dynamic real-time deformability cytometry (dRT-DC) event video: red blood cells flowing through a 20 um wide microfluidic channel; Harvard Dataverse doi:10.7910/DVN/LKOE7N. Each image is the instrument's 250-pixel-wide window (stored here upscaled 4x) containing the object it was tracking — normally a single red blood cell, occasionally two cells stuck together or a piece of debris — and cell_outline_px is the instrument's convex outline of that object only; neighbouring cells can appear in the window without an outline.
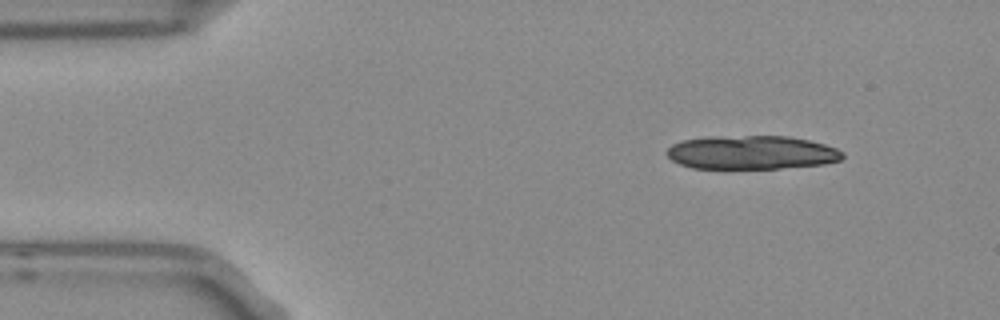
{"species": "Egyptian fruit bat (a non-hibernating species)", "species_latin": "Rousettus aegyptiacus", "temperature_condition": "room temperature", "stored_images_in_passage": 13, "camera_frame_rate_fps": 3000, "um_per_image_px": 0.085, "frame": {"image": 1, "passage_image": 1, "time_ms": 0.0, "image_size_px": [1000, 320], "cell_outline_px": [[844, 156], [840, 160], [824, 164], [780, 168], [724, 172], [692, 168], [680, 164], [672, 160], [664, 152], [672, 144], [684, 140], [708, 136], [788, 136], [808, 140], [824, 144], [836, 148], [844, 152]], "centroid_in_image_um": [63.81, 13.0], "position_along_channel_um": 21.2, "area_um2": 35.84}}
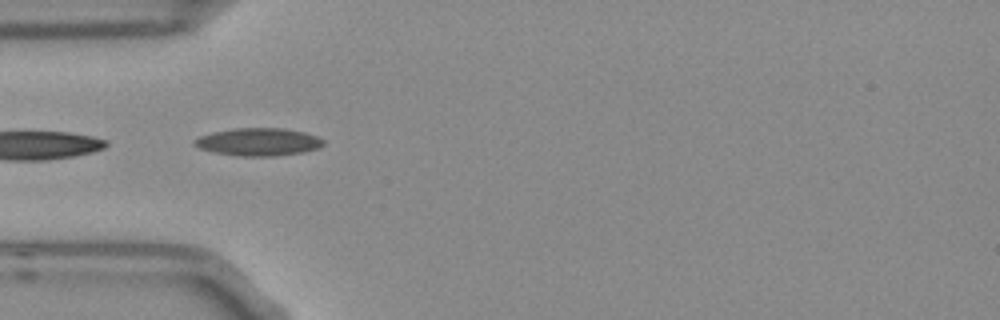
{"frame": {"image": 2, "passage_image": 11, "time_ms": 3.333, "image_size_px": [1000, 320], "cell_outline_px": [[324, 144], [320, 148], [304, 152], [272, 156], [240, 156], [212, 152], [200, 148], [192, 144], [192, 140], [200, 136], [212, 132], [232, 128], [284, 128], [304, 132], [316, 136], [324, 140]], "centroid_in_image_um": [21.95, 12.06], "position_along_channel_um": 63.0, "area_um2": 20.98}}